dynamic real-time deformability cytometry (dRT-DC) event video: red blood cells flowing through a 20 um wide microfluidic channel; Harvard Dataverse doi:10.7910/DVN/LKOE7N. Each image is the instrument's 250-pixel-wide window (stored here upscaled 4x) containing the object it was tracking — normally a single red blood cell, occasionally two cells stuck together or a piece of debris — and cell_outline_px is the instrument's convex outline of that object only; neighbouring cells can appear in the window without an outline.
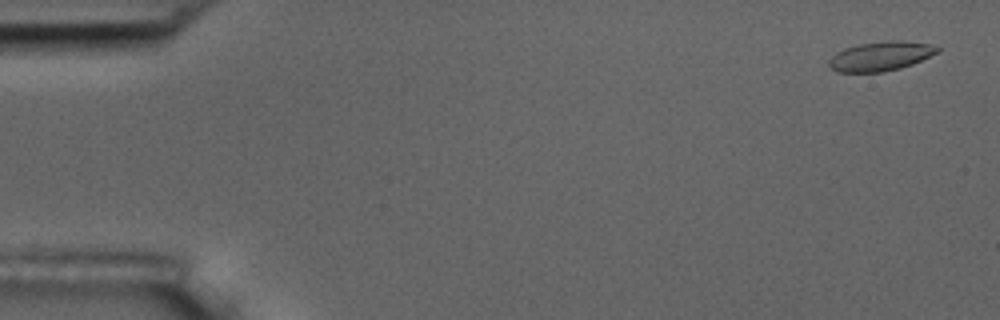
{"species": "common noctule bat (a hibernating species)", "species_latin": "Nyctalus noctula", "temperature_condition": "room temperature", "stored_images_in_passage": 16, "camera_frame_rate_fps": 3000, "um_per_image_px": 0.085, "animal": {"sex": "male", "body_mass_g": 17.5, "forearm_length_mm": 52.3}, "frame": {"image": 1, "passage_image": 3, "time_ms": 0.667, "image_size_px": [1000, 320], "cell_outline_px": [[940, 52], [912, 64], [900, 68], [884, 72], [836, 72], [828, 64], [828, 60], [836, 52], [844, 48], [860, 44], [884, 40], [904, 40], [928, 44], [940, 48]], "centroid_in_image_um": [74.85, 4.77], "position_along_channel_um": 10.1, "area_um2": 18.67}}